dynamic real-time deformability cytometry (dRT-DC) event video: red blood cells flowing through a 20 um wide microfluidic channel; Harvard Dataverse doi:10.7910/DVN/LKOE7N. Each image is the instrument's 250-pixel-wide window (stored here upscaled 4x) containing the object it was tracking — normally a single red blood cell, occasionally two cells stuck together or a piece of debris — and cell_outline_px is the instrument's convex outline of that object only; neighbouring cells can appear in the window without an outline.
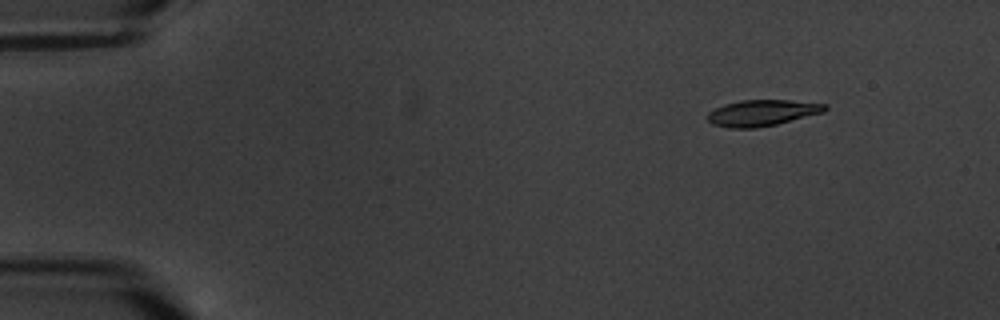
{"species": "common noctule bat (a hibernating species)", "species_latin": "Nyctalus noctula", "temperature_condition": "warm", "stored_images_in_passage": 5, "camera_frame_rate_fps": 3000, "um_per_image_px": 0.085, "animal": {"sex": "male", "body_mass_g": 20.1, "forearm_length_mm": 53.5}, "frame": {"image": 1, "passage_image": 3, "time_ms": 2.333, "image_size_px": [1000, 320], "cell_outline_px": [[828, 108], [824, 112], [776, 124], [756, 128], [728, 128], [712, 124], [708, 120], [708, 112], [724, 104], [740, 100], [788, 100], [828, 104]], "centroid_in_image_um": [64.78, 9.59], "position_along_channel_um": 20.2, "area_um2": 17.86}}